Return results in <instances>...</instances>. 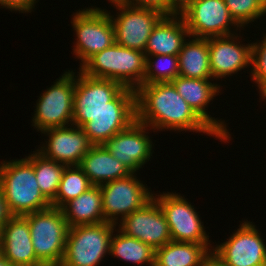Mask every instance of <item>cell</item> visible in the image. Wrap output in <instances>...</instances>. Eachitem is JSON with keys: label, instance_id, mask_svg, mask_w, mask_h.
<instances>
[{"label": "cell", "instance_id": "obj_3", "mask_svg": "<svg viewBox=\"0 0 266 266\" xmlns=\"http://www.w3.org/2000/svg\"><path fill=\"white\" fill-rule=\"evenodd\" d=\"M78 69L87 76L114 80L136 90L143 85L146 56L143 51L114 43L94 54Z\"/></svg>", "mask_w": 266, "mask_h": 266}, {"label": "cell", "instance_id": "obj_11", "mask_svg": "<svg viewBox=\"0 0 266 266\" xmlns=\"http://www.w3.org/2000/svg\"><path fill=\"white\" fill-rule=\"evenodd\" d=\"M136 121L135 90L125 87L108 106L103 108L82 129L92 145H103L118 132Z\"/></svg>", "mask_w": 266, "mask_h": 266}, {"label": "cell", "instance_id": "obj_26", "mask_svg": "<svg viewBox=\"0 0 266 266\" xmlns=\"http://www.w3.org/2000/svg\"><path fill=\"white\" fill-rule=\"evenodd\" d=\"M112 235L109 255L139 266L155 265V250L142 241L123 234L118 229Z\"/></svg>", "mask_w": 266, "mask_h": 266}, {"label": "cell", "instance_id": "obj_21", "mask_svg": "<svg viewBox=\"0 0 266 266\" xmlns=\"http://www.w3.org/2000/svg\"><path fill=\"white\" fill-rule=\"evenodd\" d=\"M187 37H190V33L180 14L164 16L150 34L144 54L178 55Z\"/></svg>", "mask_w": 266, "mask_h": 266}, {"label": "cell", "instance_id": "obj_19", "mask_svg": "<svg viewBox=\"0 0 266 266\" xmlns=\"http://www.w3.org/2000/svg\"><path fill=\"white\" fill-rule=\"evenodd\" d=\"M240 34L208 38L210 70L213 80L251 68L252 43H240ZM240 39V41H239ZM245 68V69H244Z\"/></svg>", "mask_w": 266, "mask_h": 266}, {"label": "cell", "instance_id": "obj_8", "mask_svg": "<svg viewBox=\"0 0 266 266\" xmlns=\"http://www.w3.org/2000/svg\"><path fill=\"white\" fill-rule=\"evenodd\" d=\"M153 198L162 209L169 225L172 241L204 244L212 252L211 240L206 233L199 212L180 193L163 192Z\"/></svg>", "mask_w": 266, "mask_h": 266}, {"label": "cell", "instance_id": "obj_9", "mask_svg": "<svg viewBox=\"0 0 266 266\" xmlns=\"http://www.w3.org/2000/svg\"><path fill=\"white\" fill-rule=\"evenodd\" d=\"M108 2L118 10L115 17L110 13L115 43L144 52L150 34L165 15L154 9L126 4L122 0H109Z\"/></svg>", "mask_w": 266, "mask_h": 266}, {"label": "cell", "instance_id": "obj_36", "mask_svg": "<svg viewBox=\"0 0 266 266\" xmlns=\"http://www.w3.org/2000/svg\"><path fill=\"white\" fill-rule=\"evenodd\" d=\"M180 10L190 1V0H171Z\"/></svg>", "mask_w": 266, "mask_h": 266}, {"label": "cell", "instance_id": "obj_2", "mask_svg": "<svg viewBox=\"0 0 266 266\" xmlns=\"http://www.w3.org/2000/svg\"><path fill=\"white\" fill-rule=\"evenodd\" d=\"M0 187L11 216H24L51 207L40 191L33 164L26 157L0 161Z\"/></svg>", "mask_w": 266, "mask_h": 266}, {"label": "cell", "instance_id": "obj_5", "mask_svg": "<svg viewBox=\"0 0 266 266\" xmlns=\"http://www.w3.org/2000/svg\"><path fill=\"white\" fill-rule=\"evenodd\" d=\"M116 227L109 222L70 227L59 266H98L109 255Z\"/></svg>", "mask_w": 266, "mask_h": 266}, {"label": "cell", "instance_id": "obj_15", "mask_svg": "<svg viewBox=\"0 0 266 266\" xmlns=\"http://www.w3.org/2000/svg\"><path fill=\"white\" fill-rule=\"evenodd\" d=\"M119 222L116 225L119 231L146 243L154 250L172 241L165 215L154 198Z\"/></svg>", "mask_w": 266, "mask_h": 266}, {"label": "cell", "instance_id": "obj_7", "mask_svg": "<svg viewBox=\"0 0 266 266\" xmlns=\"http://www.w3.org/2000/svg\"><path fill=\"white\" fill-rule=\"evenodd\" d=\"M75 73L73 70L65 71L51 87L40 94L31 119L32 127L37 132L72 124Z\"/></svg>", "mask_w": 266, "mask_h": 266}, {"label": "cell", "instance_id": "obj_22", "mask_svg": "<svg viewBox=\"0 0 266 266\" xmlns=\"http://www.w3.org/2000/svg\"><path fill=\"white\" fill-rule=\"evenodd\" d=\"M79 167L94 186L126 178L133 174L104 145H92L88 153L82 158Z\"/></svg>", "mask_w": 266, "mask_h": 266}, {"label": "cell", "instance_id": "obj_24", "mask_svg": "<svg viewBox=\"0 0 266 266\" xmlns=\"http://www.w3.org/2000/svg\"><path fill=\"white\" fill-rule=\"evenodd\" d=\"M189 39L185 41L178 54L179 76L213 79L210 70L208 39L193 36Z\"/></svg>", "mask_w": 266, "mask_h": 266}, {"label": "cell", "instance_id": "obj_20", "mask_svg": "<svg viewBox=\"0 0 266 266\" xmlns=\"http://www.w3.org/2000/svg\"><path fill=\"white\" fill-rule=\"evenodd\" d=\"M0 253L14 266H44L32 244L28 220L11 216L0 231Z\"/></svg>", "mask_w": 266, "mask_h": 266}, {"label": "cell", "instance_id": "obj_38", "mask_svg": "<svg viewBox=\"0 0 266 266\" xmlns=\"http://www.w3.org/2000/svg\"><path fill=\"white\" fill-rule=\"evenodd\" d=\"M259 95L262 98V101L266 100V89L261 94H259Z\"/></svg>", "mask_w": 266, "mask_h": 266}, {"label": "cell", "instance_id": "obj_1", "mask_svg": "<svg viewBox=\"0 0 266 266\" xmlns=\"http://www.w3.org/2000/svg\"><path fill=\"white\" fill-rule=\"evenodd\" d=\"M136 120L158 131H190L224 142L189 106L172 82L143 84L135 90ZM155 130V131H154Z\"/></svg>", "mask_w": 266, "mask_h": 266}, {"label": "cell", "instance_id": "obj_4", "mask_svg": "<svg viewBox=\"0 0 266 266\" xmlns=\"http://www.w3.org/2000/svg\"><path fill=\"white\" fill-rule=\"evenodd\" d=\"M24 217L28 220L36 258L44 266H59L70 228L62 209L51 206Z\"/></svg>", "mask_w": 266, "mask_h": 266}, {"label": "cell", "instance_id": "obj_18", "mask_svg": "<svg viewBox=\"0 0 266 266\" xmlns=\"http://www.w3.org/2000/svg\"><path fill=\"white\" fill-rule=\"evenodd\" d=\"M213 79H195L177 76L173 81L177 92L185 99L195 113L225 142L231 140L225 120L217 119L208 114L207 109L214 97L221 94L219 84ZM208 106V107H207ZM207 108V109H206Z\"/></svg>", "mask_w": 266, "mask_h": 266}, {"label": "cell", "instance_id": "obj_25", "mask_svg": "<svg viewBox=\"0 0 266 266\" xmlns=\"http://www.w3.org/2000/svg\"><path fill=\"white\" fill-rule=\"evenodd\" d=\"M210 255L204 244L171 241L155 250V265L202 266Z\"/></svg>", "mask_w": 266, "mask_h": 266}, {"label": "cell", "instance_id": "obj_29", "mask_svg": "<svg viewBox=\"0 0 266 266\" xmlns=\"http://www.w3.org/2000/svg\"><path fill=\"white\" fill-rule=\"evenodd\" d=\"M177 76H179L178 55L146 56V72L143 84L172 82Z\"/></svg>", "mask_w": 266, "mask_h": 266}, {"label": "cell", "instance_id": "obj_16", "mask_svg": "<svg viewBox=\"0 0 266 266\" xmlns=\"http://www.w3.org/2000/svg\"><path fill=\"white\" fill-rule=\"evenodd\" d=\"M41 133L48 137V141L44 139L45 143L42 142L36 151L66 166H79L92 146L82 127L73 124L49 128Z\"/></svg>", "mask_w": 266, "mask_h": 266}, {"label": "cell", "instance_id": "obj_27", "mask_svg": "<svg viewBox=\"0 0 266 266\" xmlns=\"http://www.w3.org/2000/svg\"><path fill=\"white\" fill-rule=\"evenodd\" d=\"M30 154L25 157L33 164L41 193L51 203L56 198V193L66 165L47 159L37 151H33Z\"/></svg>", "mask_w": 266, "mask_h": 266}, {"label": "cell", "instance_id": "obj_17", "mask_svg": "<svg viewBox=\"0 0 266 266\" xmlns=\"http://www.w3.org/2000/svg\"><path fill=\"white\" fill-rule=\"evenodd\" d=\"M150 130V127L136 120L103 145L116 159L136 173L153 156L154 144L148 136Z\"/></svg>", "mask_w": 266, "mask_h": 266}, {"label": "cell", "instance_id": "obj_28", "mask_svg": "<svg viewBox=\"0 0 266 266\" xmlns=\"http://www.w3.org/2000/svg\"><path fill=\"white\" fill-rule=\"evenodd\" d=\"M92 186L90 180L79 166H66L56 198L51 202V206L61 209L67 202L77 198Z\"/></svg>", "mask_w": 266, "mask_h": 266}, {"label": "cell", "instance_id": "obj_31", "mask_svg": "<svg viewBox=\"0 0 266 266\" xmlns=\"http://www.w3.org/2000/svg\"><path fill=\"white\" fill-rule=\"evenodd\" d=\"M265 34V35H264ZM262 40L252 42L251 48V75L261 94L266 89V33Z\"/></svg>", "mask_w": 266, "mask_h": 266}, {"label": "cell", "instance_id": "obj_32", "mask_svg": "<svg viewBox=\"0 0 266 266\" xmlns=\"http://www.w3.org/2000/svg\"><path fill=\"white\" fill-rule=\"evenodd\" d=\"M126 4L154 9L165 16L180 14V9L171 0H122Z\"/></svg>", "mask_w": 266, "mask_h": 266}, {"label": "cell", "instance_id": "obj_34", "mask_svg": "<svg viewBox=\"0 0 266 266\" xmlns=\"http://www.w3.org/2000/svg\"><path fill=\"white\" fill-rule=\"evenodd\" d=\"M11 217V214L8 211L1 187H0V231L8 219Z\"/></svg>", "mask_w": 266, "mask_h": 266}, {"label": "cell", "instance_id": "obj_13", "mask_svg": "<svg viewBox=\"0 0 266 266\" xmlns=\"http://www.w3.org/2000/svg\"><path fill=\"white\" fill-rule=\"evenodd\" d=\"M256 225L245 220L237 231L220 245H213L211 254L224 266H266V244Z\"/></svg>", "mask_w": 266, "mask_h": 266}, {"label": "cell", "instance_id": "obj_35", "mask_svg": "<svg viewBox=\"0 0 266 266\" xmlns=\"http://www.w3.org/2000/svg\"><path fill=\"white\" fill-rule=\"evenodd\" d=\"M202 266H224L214 255H210L202 264Z\"/></svg>", "mask_w": 266, "mask_h": 266}, {"label": "cell", "instance_id": "obj_12", "mask_svg": "<svg viewBox=\"0 0 266 266\" xmlns=\"http://www.w3.org/2000/svg\"><path fill=\"white\" fill-rule=\"evenodd\" d=\"M137 173L100 185L105 222L117 225L118 220L141 209L153 198L152 190L137 178ZM120 217V219H119Z\"/></svg>", "mask_w": 266, "mask_h": 266}, {"label": "cell", "instance_id": "obj_23", "mask_svg": "<svg viewBox=\"0 0 266 266\" xmlns=\"http://www.w3.org/2000/svg\"><path fill=\"white\" fill-rule=\"evenodd\" d=\"M69 227L105 222L102 193L99 186H92L62 208Z\"/></svg>", "mask_w": 266, "mask_h": 266}, {"label": "cell", "instance_id": "obj_30", "mask_svg": "<svg viewBox=\"0 0 266 266\" xmlns=\"http://www.w3.org/2000/svg\"><path fill=\"white\" fill-rule=\"evenodd\" d=\"M234 21L243 28L266 15V0H225Z\"/></svg>", "mask_w": 266, "mask_h": 266}, {"label": "cell", "instance_id": "obj_14", "mask_svg": "<svg viewBox=\"0 0 266 266\" xmlns=\"http://www.w3.org/2000/svg\"><path fill=\"white\" fill-rule=\"evenodd\" d=\"M125 87L114 80L93 78L80 70L75 75L72 124L82 127L108 106Z\"/></svg>", "mask_w": 266, "mask_h": 266}, {"label": "cell", "instance_id": "obj_33", "mask_svg": "<svg viewBox=\"0 0 266 266\" xmlns=\"http://www.w3.org/2000/svg\"><path fill=\"white\" fill-rule=\"evenodd\" d=\"M39 0H0V7L9 9L11 12L31 13Z\"/></svg>", "mask_w": 266, "mask_h": 266}, {"label": "cell", "instance_id": "obj_6", "mask_svg": "<svg viewBox=\"0 0 266 266\" xmlns=\"http://www.w3.org/2000/svg\"><path fill=\"white\" fill-rule=\"evenodd\" d=\"M75 32L73 54L81 60L80 67L94 54L115 43L110 11L94 6L78 10L71 19Z\"/></svg>", "mask_w": 266, "mask_h": 266}, {"label": "cell", "instance_id": "obj_37", "mask_svg": "<svg viewBox=\"0 0 266 266\" xmlns=\"http://www.w3.org/2000/svg\"><path fill=\"white\" fill-rule=\"evenodd\" d=\"M0 266H14L8 262L5 257L0 253Z\"/></svg>", "mask_w": 266, "mask_h": 266}, {"label": "cell", "instance_id": "obj_10", "mask_svg": "<svg viewBox=\"0 0 266 266\" xmlns=\"http://www.w3.org/2000/svg\"><path fill=\"white\" fill-rule=\"evenodd\" d=\"M180 15L193 37L229 36L242 29L231 17L225 0H190L180 10Z\"/></svg>", "mask_w": 266, "mask_h": 266}]
</instances>
